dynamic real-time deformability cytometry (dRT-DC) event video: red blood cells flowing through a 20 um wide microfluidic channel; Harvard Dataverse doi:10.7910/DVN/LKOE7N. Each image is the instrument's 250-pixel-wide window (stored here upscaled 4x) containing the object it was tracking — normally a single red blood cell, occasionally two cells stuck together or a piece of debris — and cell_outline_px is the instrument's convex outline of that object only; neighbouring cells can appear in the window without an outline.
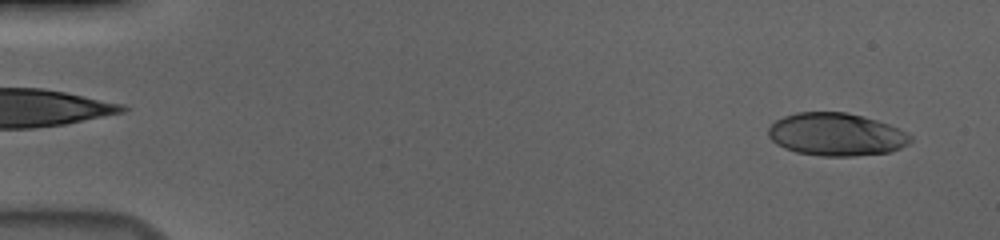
{"species": "human", "species_latin": "Homo sapiens", "temperature_condition": "cold", "stored_images_in_passage": 55, "camera_frame_rate_fps": 3000, "um_per_image_px": 0.085, "donor": {"sex": "male"}, "frame": {"image": 1, "passage_image": 3, "time_ms": 0.667, "image_size_px": [1000, 240], "cell_outline_px": [[912, 140], [908, 144], [892, 152], [856, 156], [820, 156], [796, 152], [784, 148], [776, 144], [768, 136], [768, 128], [776, 120], [784, 116], [796, 112], [844, 112], [876, 120], [888, 124], [908, 132], [912, 136]], "centroid_in_image_um": [71.08, 11.44], "position_along_channel_um": 13.9, "area_um2": 35.6}}
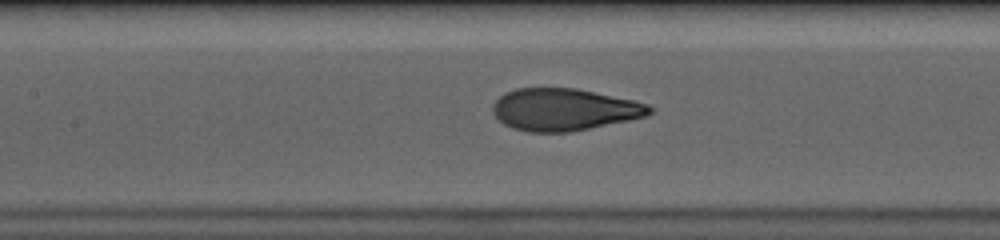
{"frame": {"image": 2, "passage_image": 26, "time_ms": 8.333, "image_size_px": [1000, 240], "cell_outline_px": [[656, 108], [648, 116], [568, 132], [528, 132], [512, 128], [504, 124], [492, 112], [492, 104], [504, 92], [516, 88], [576, 88], [632, 100], [648, 104]], "centroid_in_image_um": [47.94, 9.3], "position_along_channel_um": 159.5, "area_um2": 38.44}}
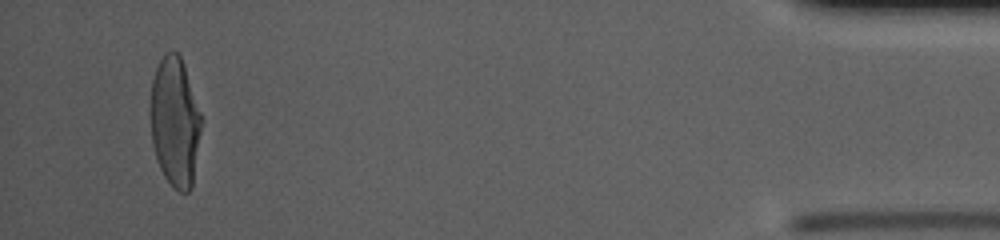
{"frame": {"image": 3, "passage_image": 53, "time_ms": 17.333, "image_size_px": [1000, 240], "cell_outline_px": [[200, 132], [192, 188], [188, 192], [180, 192], [164, 176], [160, 168], [152, 144], [152, 80], [156, 68], [160, 60], [172, 48], [180, 56], [184, 64], [200, 112]], "centroid_in_image_um": [14.88, 10.36], "position_along_channel_um": 420.3, "area_um2": 37.51}, "authors_computed_cell_mechanics": {"area_um2": 38.4948, "velocity_mm_per_s": 3.6949, "shape_relaxation_time_tau1_ms": 3.7597, "shape_relaxation_time_tau2_ms": null, "deformation_change_tau1": 0.2082, "deformation_change_tau2": null}}